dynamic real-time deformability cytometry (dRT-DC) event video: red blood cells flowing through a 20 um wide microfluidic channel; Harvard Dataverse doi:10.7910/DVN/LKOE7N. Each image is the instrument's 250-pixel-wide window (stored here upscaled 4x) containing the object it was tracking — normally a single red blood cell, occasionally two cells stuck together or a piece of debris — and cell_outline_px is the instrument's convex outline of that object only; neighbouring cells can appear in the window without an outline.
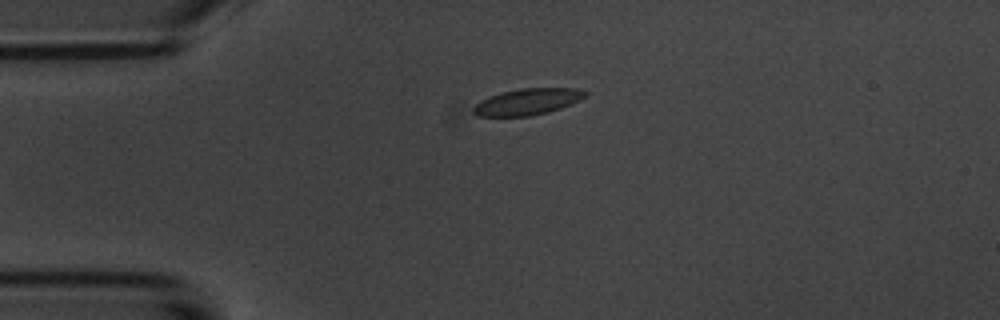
{"species": "common noctule bat (a hibernating species)", "species_latin": "Nyctalus noctula", "temperature_condition": "room temperature", "stored_images_in_passage": 3, "camera_frame_rate_fps": 3000, "um_per_image_px": 0.085, "animal": {"sex": "male", "body_mass_g": 20.1, "forearm_length_mm": 53.5}, "frame": {"image": 1, "passage_image": 1, "time_ms": 0.0, "image_size_px": [1000, 320], "cell_outline_px": [[588, 92], [580, 100], [560, 108], [548, 112], [528, 116], [476, 116], [472, 112], [472, 108], [480, 100], [488, 96], [500, 92], [520, 88], [576, 88]], "centroid_in_image_um": [44.79, 8.64], "position_along_channel_um": 40.2, "area_um2": 17.22}}